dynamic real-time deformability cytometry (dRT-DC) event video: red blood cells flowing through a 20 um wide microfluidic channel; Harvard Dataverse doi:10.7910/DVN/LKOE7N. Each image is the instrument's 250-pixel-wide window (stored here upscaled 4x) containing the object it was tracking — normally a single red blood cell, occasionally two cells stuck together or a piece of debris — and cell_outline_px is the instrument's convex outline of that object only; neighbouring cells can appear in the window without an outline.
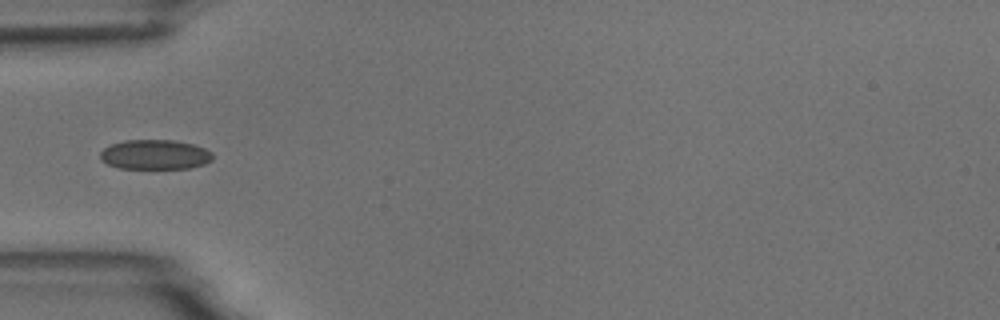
{"species": "common noctule bat (a hibernating species)", "species_latin": "Nyctalus noctula", "temperature_condition": "room temperature", "stored_images_in_passage": 1, "camera_frame_rate_fps": 3000, "um_per_image_px": 0.085, "animal": {"sex": "male", "body_mass_g": 18.8}, "frame": {"image": 1, "passage_image": 1, "time_ms": 0.0, "image_size_px": [1000, 320], "cell_outline_px": [[212, 160], [204, 164], [188, 168], [120, 168], [108, 164], [100, 160], [100, 152], [104, 148], [112, 144], [124, 140], [172, 140], [192, 144], [204, 148], [212, 152]], "centroid_in_image_um": [13.16, 13.14], "position_along_channel_um": 71.8, "area_um2": 19.36}}